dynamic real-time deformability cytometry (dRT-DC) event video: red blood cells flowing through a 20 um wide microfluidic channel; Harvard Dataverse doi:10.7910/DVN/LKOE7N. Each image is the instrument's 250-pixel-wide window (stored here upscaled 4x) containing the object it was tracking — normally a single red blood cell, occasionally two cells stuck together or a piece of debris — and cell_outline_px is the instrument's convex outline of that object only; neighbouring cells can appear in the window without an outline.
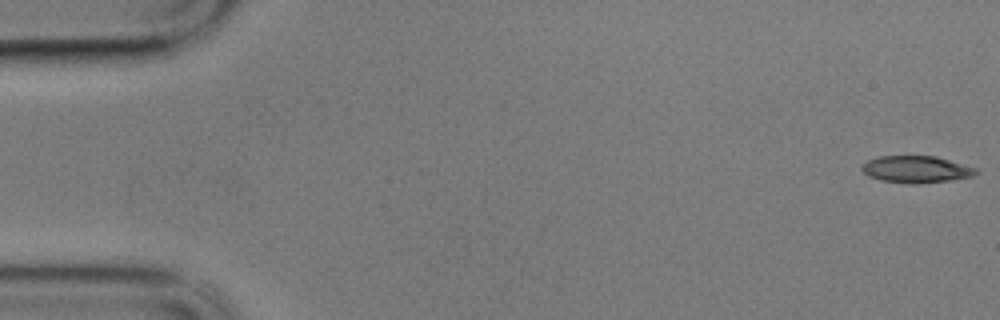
{"species": "common noctule bat (a hibernating species)", "species_latin": "Nyctalus noctula", "temperature_condition": "cold", "stored_images_in_passage": 58, "camera_frame_rate_fps": 3000, "um_per_image_px": 0.085, "animal": {"sex": "male", "body_mass_g": 17.9}, "frame": {"image": 1, "passage_image": 1, "time_ms": 0.0, "image_size_px": [1000, 320], "cell_outline_px": [[980, 172], [972, 176], [948, 180], [912, 184], [880, 180], [868, 176], [860, 168], [868, 160], [880, 156], [936, 156], [976, 168]], "centroid_in_image_um": [77.86, 14.39], "position_along_channel_um": 7.1, "area_um2": 17.69}}
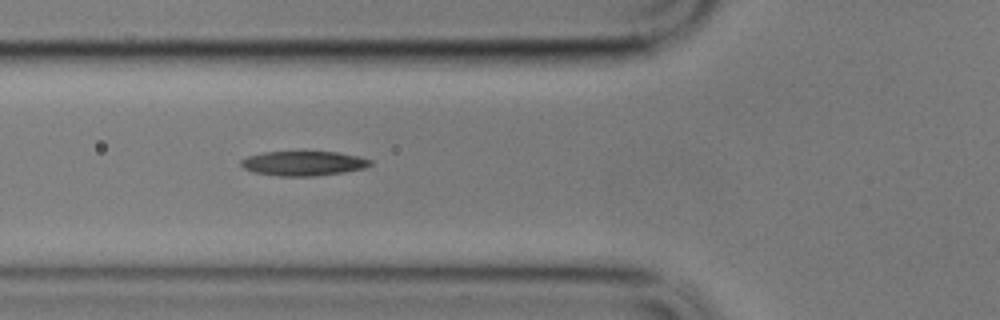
{"frame": {"image": 2, "passage_image": 21, "time_ms": 6.667, "image_size_px": [1000, 320], "cell_outline_px": [[372, 164], [364, 168], [344, 172], [316, 176], [280, 176], [252, 172], [244, 168], [240, 164], [240, 160], [248, 156], [264, 152], [336, 152], [356, 156], [372, 160]], "centroid_in_image_um": [25.77, 13.89], "position_along_channel_um": 100.0, "area_um2": 18.44}}
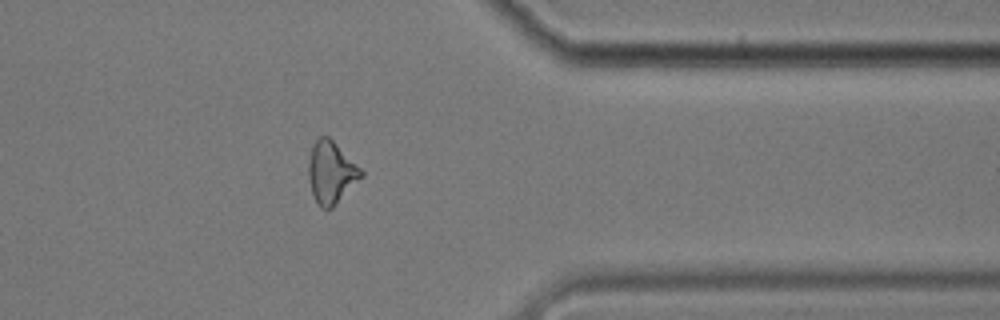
{"frame": {"image": 3, "passage_image": 47, "time_ms": 15.333, "image_size_px": [1000, 320], "cell_outline_px": [[364, 176], [332, 208], [320, 208], [312, 192], [308, 176], [308, 164], [312, 144], [320, 136], [328, 136], [364, 172]], "centroid_in_image_um": [28.14, 14.66], "position_along_channel_um": 383.3, "area_um2": 18.84}, "authors_computed_cell_mechanics": {"area_um2": 18.3515, "velocity_mm_per_s": 3.4068, "shape_relaxation_time_tau1_ms": null, "shape_relaxation_time_tau2_ms": 9.0408, "deformation_change_tau1": null, "deformation_change_tau2": 0.2108}}